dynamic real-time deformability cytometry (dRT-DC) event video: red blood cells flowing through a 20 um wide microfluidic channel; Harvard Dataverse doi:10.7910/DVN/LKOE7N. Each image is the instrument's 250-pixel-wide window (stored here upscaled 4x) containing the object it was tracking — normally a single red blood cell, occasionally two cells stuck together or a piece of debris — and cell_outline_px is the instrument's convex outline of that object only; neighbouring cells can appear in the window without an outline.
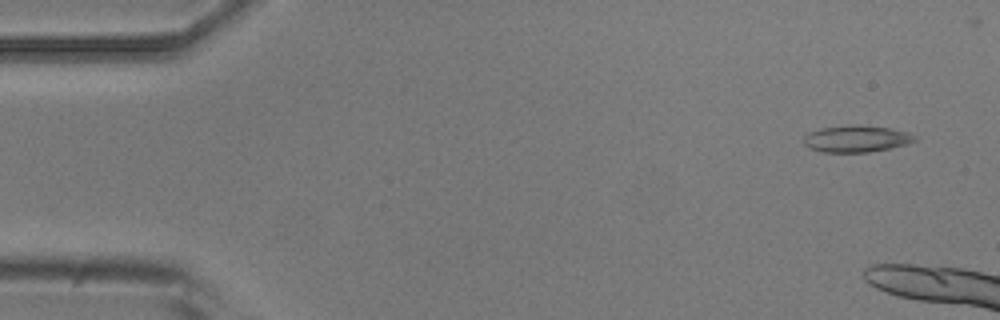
{"species": "common noctule bat (a hibernating species)", "species_latin": "Nyctalus noctula", "temperature_condition": "room temperature", "stored_images_in_passage": 7, "camera_frame_rate_fps": 3000, "um_per_image_px": 0.085, "animal": {"sex": "male", "body_mass_g": 20.5, "forearm_length_mm": 52.5}, "frame": {"image": 1, "passage_image": 1, "time_ms": 0.0, "image_size_px": [1000, 320], "cell_outline_px": [[920, 136], [916, 140], [892, 148], [868, 152], [820, 152], [808, 148], [804, 144], [804, 136], [820, 128], [852, 124], [860, 124], [892, 128], [908, 132]], "centroid_in_image_um": [72.82, 11.78], "position_along_channel_um": 12.2, "area_um2": 17.57}}
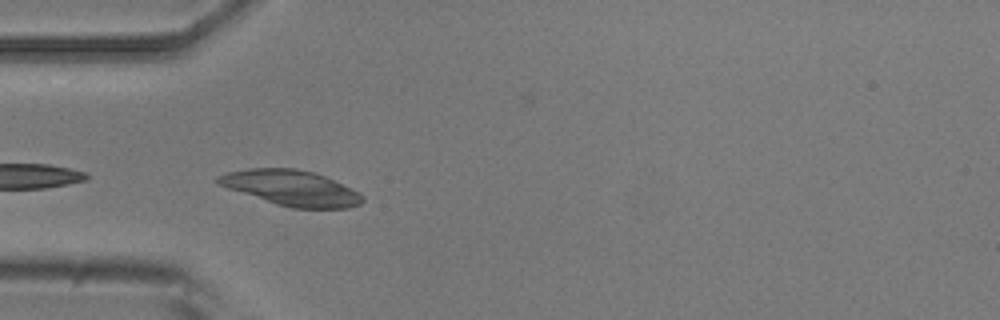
{"frame": {"image": 2, "passage_image": 6, "time_ms": 7.0, "image_size_px": [1000, 320], "cell_outline_px": [[364, 200], [360, 204], [348, 208], [292, 208], [276, 204], [216, 184], [216, 176], [228, 172], [248, 168], [296, 168], [312, 172], [324, 176], [360, 192], [364, 196]], "centroid_in_image_um": [24.76, 15.97], "position_along_channel_um": 60.2, "area_um2": 29.65}}
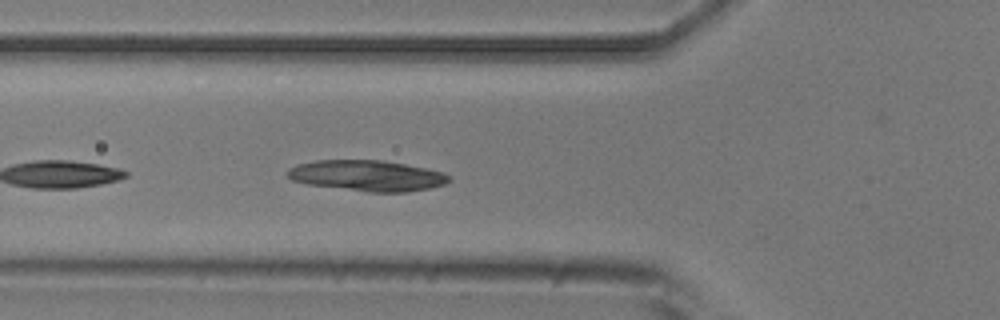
{"frame": {"image": 3, "passage_image": 7, "time_ms": 8.0, "image_size_px": [1000, 320], "cell_outline_px": [[452, 180], [444, 184], [428, 188], [408, 192], [368, 192], [308, 184], [292, 180], [288, 176], [288, 168], [296, 164], [316, 160], [384, 160], [444, 172], [452, 176]], "centroid_in_image_um": [31.23, 14.93], "position_along_channel_um": 94.6, "area_um2": 29.02}}